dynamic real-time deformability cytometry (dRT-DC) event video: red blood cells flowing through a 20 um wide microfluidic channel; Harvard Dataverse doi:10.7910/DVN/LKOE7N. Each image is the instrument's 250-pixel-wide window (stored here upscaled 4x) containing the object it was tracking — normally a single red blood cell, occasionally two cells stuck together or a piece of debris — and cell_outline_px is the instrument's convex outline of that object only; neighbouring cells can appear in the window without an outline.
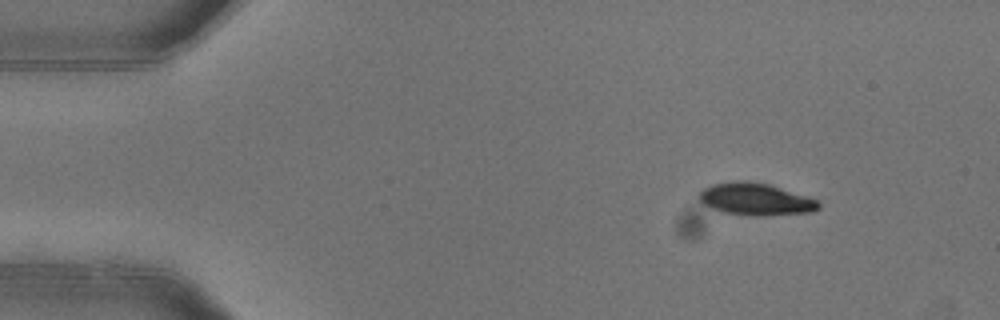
{"species": "common noctule bat (a hibernating species)", "species_latin": "Nyctalus noctula", "temperature_condition": "warm", "stored_images_in_passage": 4, "camera_frame_rate_fps": 3000, "um_per_image_px": 0.085, "animal": {"sex": "female"}, "frame": {"image": 1, "passage_image": 2, "time_ms": 0.333, "image_size_px": [1000, 320], "cell_outline_px": [[820, 208], [812, 212], [764, 216], [752, 216], [724, 212], [712, 208], [704, 204], [696, 196], [704, 188], [712, 184], [732, 180], [748, 180], [768, 184], [816, 200], [820, 204]], "centroid_in_image_um": [64.18, 16.93], "position_along_channel_um": 20.8, "area_um2": 22.37}}